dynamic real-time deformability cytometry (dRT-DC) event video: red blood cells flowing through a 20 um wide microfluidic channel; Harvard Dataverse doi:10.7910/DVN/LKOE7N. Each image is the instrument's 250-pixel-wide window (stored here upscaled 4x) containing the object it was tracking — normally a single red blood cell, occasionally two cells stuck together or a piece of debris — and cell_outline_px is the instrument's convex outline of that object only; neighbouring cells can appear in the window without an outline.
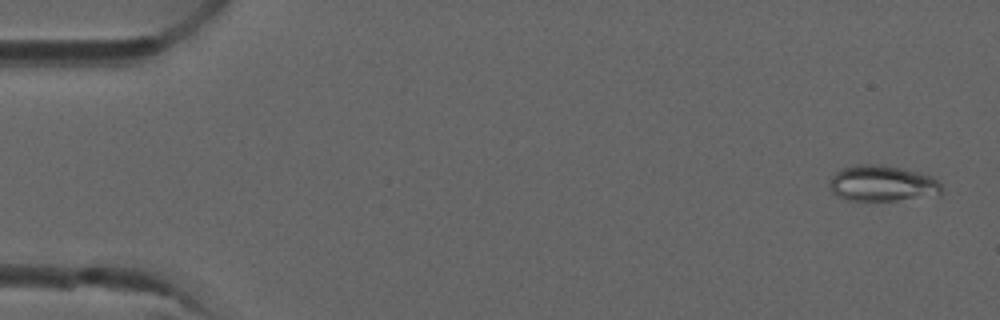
{"species": "common noctule bat (a hibernating species)", "species_latin": "Nyctalus noctula", "temperature_condition": "room temperature", "stored_images_in_passage": 5, "camera_frame_rate_fps": 3000, "um_per_image_px": 0.085, "animal": {"sex": "male", "forearm_length_mm": 52.5}, "frame": {"image": 1, "passage_image": 5, "time_ms": 1.333, "image_size_px": [1000, 320], "cell_outline_px": [[944, 192], [940, 196], [896, 200], [848, 200], [836, 196], [828, 188], [828, 184], [832, 176], [840, 168], [856, 164], [884, 164], [904, 168], [932, 176], [944, 188]], "centroid_in_image_um": [75.01, 15.59], "position_along_channel_um": 10.0, "area_um2": 24.1}}